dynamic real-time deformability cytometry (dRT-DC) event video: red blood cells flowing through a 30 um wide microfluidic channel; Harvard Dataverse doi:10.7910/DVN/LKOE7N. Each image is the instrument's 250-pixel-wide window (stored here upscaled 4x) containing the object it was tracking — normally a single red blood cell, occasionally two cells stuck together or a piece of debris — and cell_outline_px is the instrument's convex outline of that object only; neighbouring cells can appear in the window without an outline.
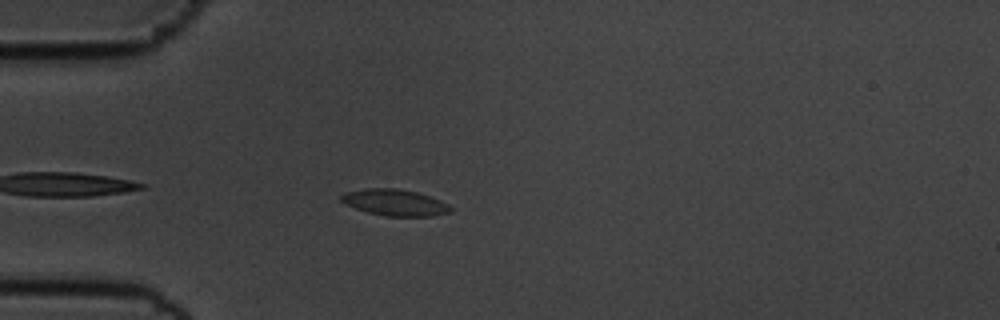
{"species": "common noctule bat (a hibernating species)", "species_latin": "Nyctalus noctula", "temperature_condition": "cold", "stored_images_in_passage": 37, "camera_frame_rate_fps": 3000, "um_per_image_px": 0.085, "animal": {"sex": "male", "body_mass_g": 19.5, "forearm_length_mm": 54.6}, "frame": {"image": 1, "passage_image": 4, "time_ms": 1.0, "image_size_px": [1000, 320], "cell_outline_px": [[452, 212], [432, 216], [384, 216], [368, 212], [344, 204], [340, 200], [340, 196], [344, 192], [368, 188], [396, 188], [416, 192], [440, 200], [448, 204], [452, 208]], "centroid_in_image_um": [33.55, 17.21], "position_along_channel_um": 51.5, "area_um2": 16.82}}
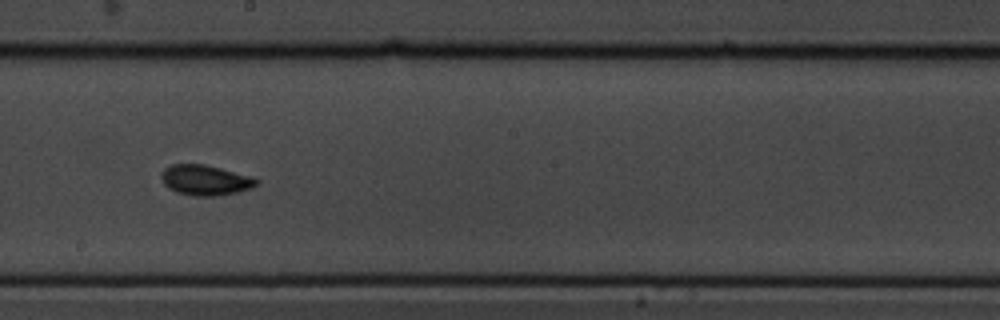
{"frame": {"image": 2, "passage_image": 20, "time_ms": 6.333, "image_size_px": [1000, 320], "cell_outline_px": [[260, 180], [252, 188], [236, 192], [216, 196], [192, 196], [176, 192], [168, 188], [164, 184], [160, 176], [164, 168], [172, 164], [204, 164], [252, 176]], "centroid_in_image_um": [17.44, 15.31], "position_along_channel_um": 230.8, "area_um2": 16.88}}
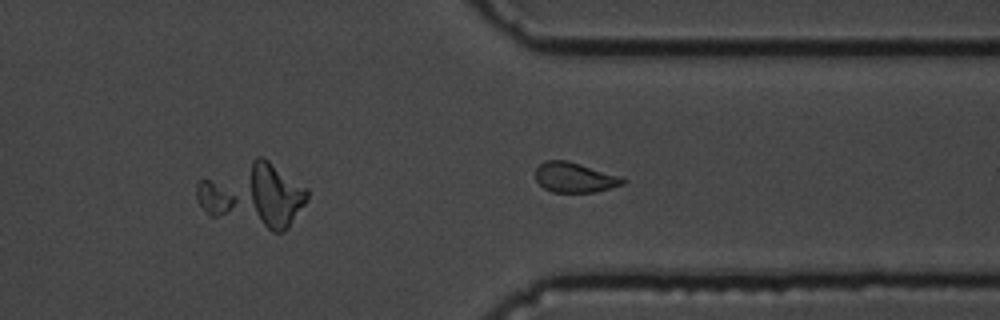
{"frame": {"image": 3, "passage_image": 31, "time_ms": 10.0, "image_size_px": [1000, 320], "cell_outline_px": [[628, 180], [624, 184], [596, 192], [552, 192], [544, 188], [536, 180], [536, 168], [544, 160], [568, 160], [620, 176]], "centroid_in_image_um": [48.85, 15.08], "position_along_channel_um": 362.5, "area_um2": 15.32}, "authors_computed_cell_mechanics": {"area_um2": 16.184, "velocity_mm_per_s": 3.5869, "shape_relaxation_time_tau1_ms": 2.4455, "shape_relaxation_time_tau2_ms": 2.6385, "deformation_change_tau1": 0.1089, "deformation_change_tau2": 0.0602}}